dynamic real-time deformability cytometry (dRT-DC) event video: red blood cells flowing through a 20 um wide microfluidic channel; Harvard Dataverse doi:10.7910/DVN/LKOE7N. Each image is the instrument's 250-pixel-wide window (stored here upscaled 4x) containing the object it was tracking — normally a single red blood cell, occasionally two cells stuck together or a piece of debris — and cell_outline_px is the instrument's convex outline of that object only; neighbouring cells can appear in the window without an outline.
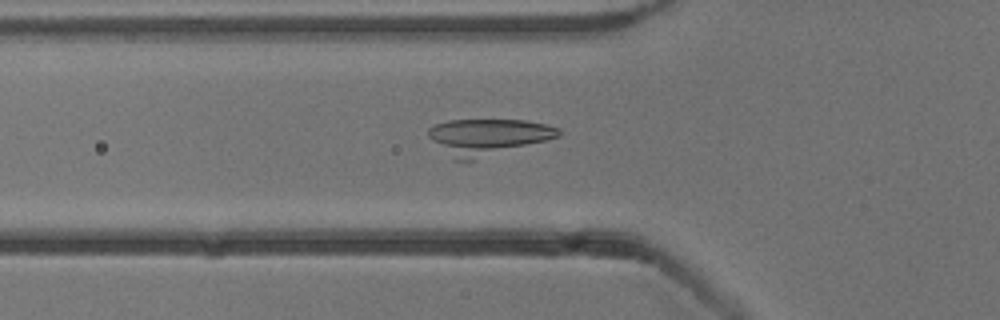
{"species": "common noctule bat (a hibernating species)", "species_latin": "Nyctalus noctula", "temperature_condition": "cold", "stored_images_in_passage": 38, "camera_frame_rate_fps": 3000, "um_per_image_px": 0.085, "animal": {"sex": "male", "body_mass_g": 13.3}, "frame": {"image": 1, "passage_image": 4, "time_ms": 1.0, "image_size_px": [1000, 320], "cell_outline_px": [[560, 136], [472, 160], [452, 160], [428, 136], [428, 128], [436, 124], [448, 120], [524, 120], [544, 124], [560, 128]], "centroid_in_image_um": [41.42, 11.61], "position_along_channel_um": 84.4, "area_um2": 26.93}}
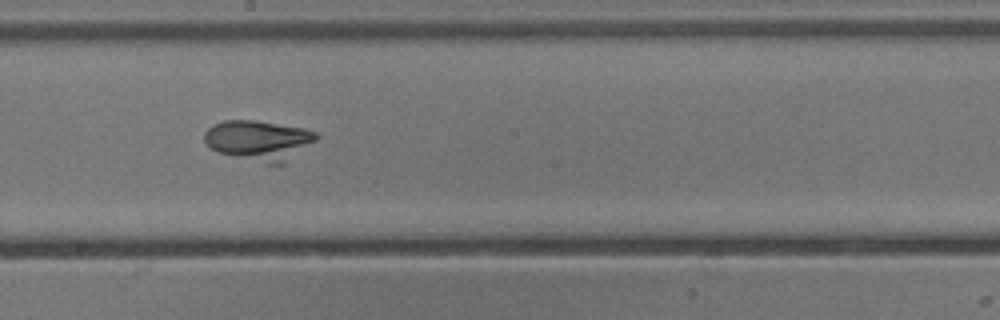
{"frame": {"image": 2, "passage_image": 15, "time_ms": 4.667, "image_size_px": [1000, 320], "cell_outline_px": [[320, 136], [316, 140], [284, 164], [268, 164], [216, 152], [208, 148], [204, 140], [204, 132], [212, 124], [224, 120], [256, 120], [304, 128], [316, 132]], "centroid_in_image_um": [21.97, 11.92], "position_along_channel_um": 226.2, "area_um2": 26.41}}
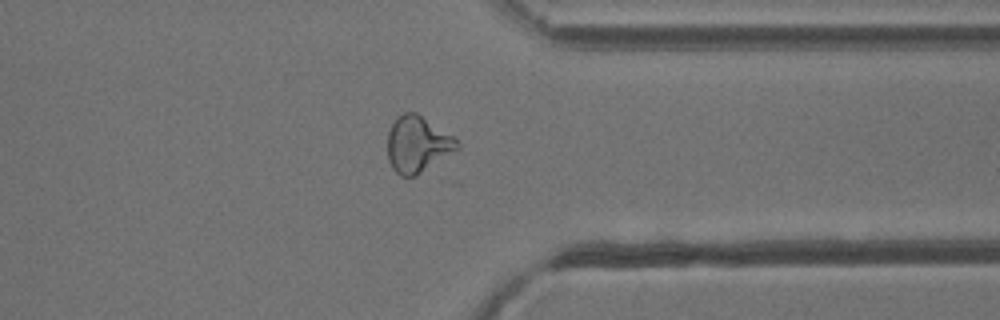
{"frame": {"image": 3, "passage_image": 27, "time_ms": 8.667, "image_size_px": [1000, 320], "cell_outline_px": [[460, 148], [416, 176], [400, 176], [392, 168], [388, 160], [388, 132], [396, 116], [404, 112], [416, 112], [452, 136], [460, 144]], "centroid_in_image_um": [35.47, 12.27], "position_along_channel_um": 375.9, "area_um2": 22.72}}